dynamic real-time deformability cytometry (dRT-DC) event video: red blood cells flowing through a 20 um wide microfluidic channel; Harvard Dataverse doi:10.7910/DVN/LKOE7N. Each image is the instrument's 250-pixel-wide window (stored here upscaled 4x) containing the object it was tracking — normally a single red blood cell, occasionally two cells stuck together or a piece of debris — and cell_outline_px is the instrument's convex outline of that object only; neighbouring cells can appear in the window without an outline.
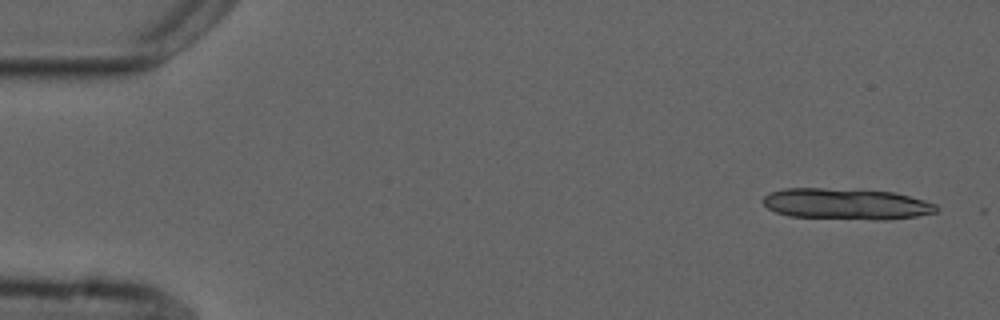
{"species": "common noctule bat (a hibernating species)", "species_latin": "Nyctalus noctula", "temperature_condition": "cold", "stored_images_in_passage": 6, "camera_frame_rate_fps": 3000, "um_per_image_px": 0.085, "animal": {"sex": "male", "forearm_length_mm": 52.5}, "frame": {"image": 1, "passage_image": 1, "time_ms": 0.0, "image_size_px": [1000, 320], "cell_outline_px": [[940, 208], [936, 212], [916, 216], [888, 220], [876, 220], [788, 216], [776, 212], [768, 208], [760, 200], [768, 192], [784, 188], [820, 188], [892, 192], [924, 200], [936, 204]], "centroid_in_image_um": [71.9, 17.34], "position_along_channel_um": 13.1, "area_um2": 31.44}}
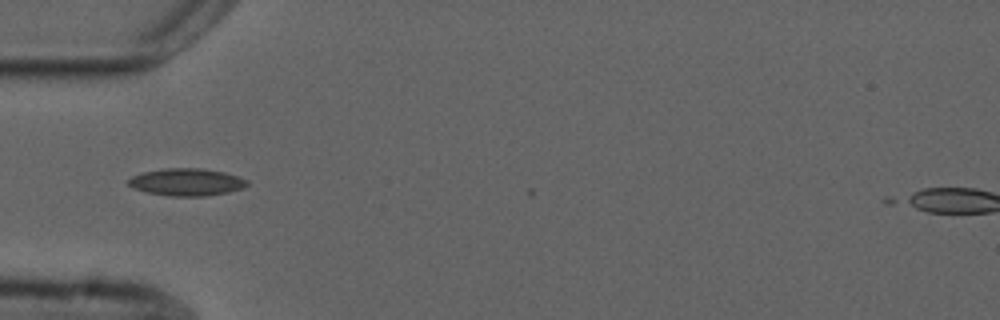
{"frame": {"image": 2, "passage_image": 5, "time_ms": 5.0, "image_size_px": [1000, 320], "cell_outline_px": [[248, 184], [244, 188], [228, 192], [204, 196], [168, 196], [148, 192], [132, 188], [128, 184], [128, 180], [132, 176], [144, 172], [168, 168], [204, 168], [224, 172], [248, 180]], "centroid_in_image_um": [15.87, 15.48], "position_along_channel_um": 69.1, "area_um2": 18.84}}
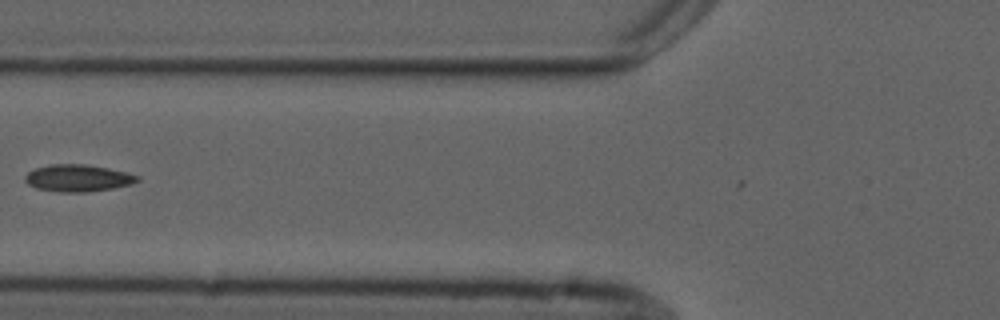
{"frame": {"image": 3, "passage_image": 6, "time_ms": 6.333, "image_size_px": [1000, 320], "cell_outline_px": [[140, 180], [132, 184], [112, 188], [84, 192], [60, 192], [36, 188], [28, 184], [24, 180], [24, 176], [28, 172], [36, 168], [52, 164], [84, 164], [108, 168], [140, 176]], "centroid_in_image_um": [6.61, 15.14], "position_along_channel_um": 119.2, "area_um2": 17.57}}